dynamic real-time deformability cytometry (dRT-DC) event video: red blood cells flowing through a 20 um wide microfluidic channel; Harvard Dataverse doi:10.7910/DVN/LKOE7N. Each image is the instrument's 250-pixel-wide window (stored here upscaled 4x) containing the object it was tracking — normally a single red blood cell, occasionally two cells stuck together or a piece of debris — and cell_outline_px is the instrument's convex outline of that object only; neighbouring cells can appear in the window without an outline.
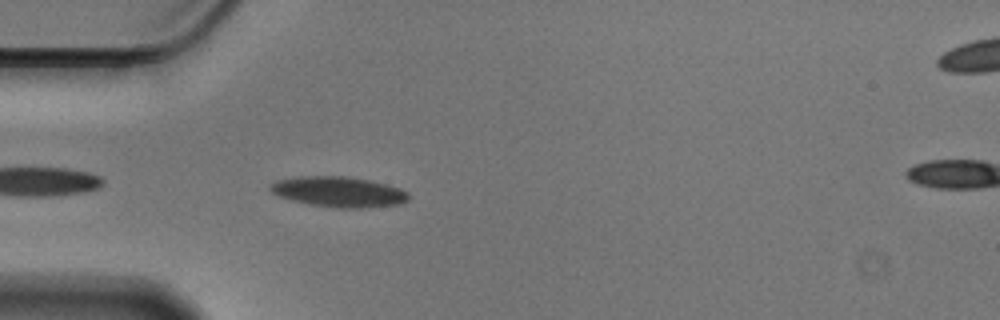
{"species": "Egyptian fruit bat (a non-hibernating species)", "species_latin": "Rousettus aegyptiacus", "temperature_condition": "cold", "stored_images_in_passage": 41, "camera_frame_rate_fps": 3000, "um_per_image_px": 0.085, "animal": {"sex": "male"}, "frame": {"image": 1, "passage_image": 3, "time_ms": 0.667, "image_size_px": [1000, 320], "cell_outline_px": [[408, 200], [400, 204], [360, 208], [336, 208], [308, 204], [276, 196], [268, 188], [268, 184], [276, 180], [296, 176], [344, 176], [368, 180], [400, 188], [408, 192]], "centroid_in_image_um": [28.72, 16.3], "position_along_channel_um": 56.3, "area_um2": 24.62}}
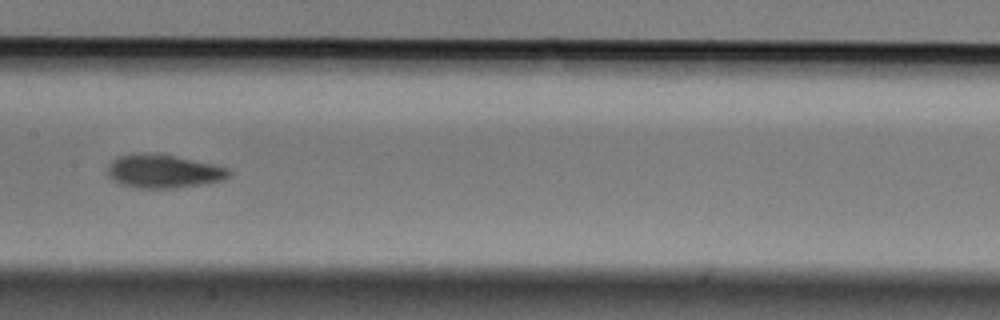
{"frame": {"image": 2, "passage_image": 15, "time_ms": 4.667, "image_size_px": [1000, 320], "cell_outline_px": [[232, 176], [224, 180], [200, 184], [172, 188], [136, 188], [120, 184], [108, 176], [108, 164], [112, 160], [120, 156], [144, 152], [172, 156], [212, 164], [228, 168], [232, 172]], "centroid_in_image_um": [13.89, 14.57], "position_along_channel_um": 193.5, "area_um2": 23.47}}
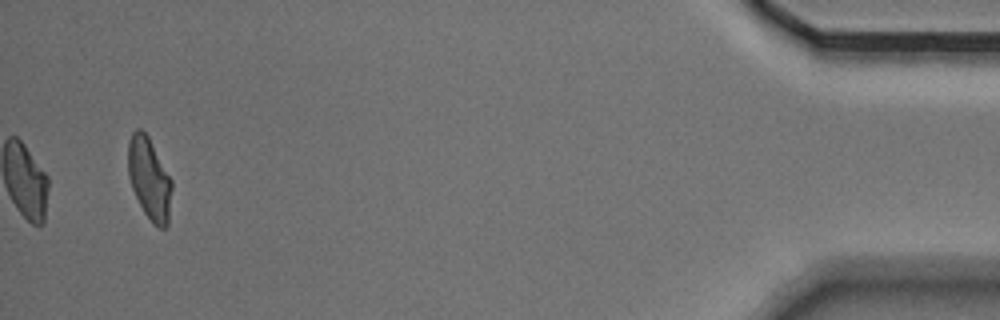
{"frame": {"image": 3, "passage_image": 41, "time_ms": 13.333, "image_size_px": [1000, 320], "cell_outline_px": [[172, 188], [168, 224], [164, 228], [160, 228], [152, 224], [144, 212], [132, 188], [128, 176], [128, 144], [132, 132], [136, 128], [140, 128], [148, 136], [172, 180]], "centroid_in_image_um": [12.69, 15.2], "position_along_channel_um": 422.5, "area_um2": 20.87}, "authors_computed_cell_mechanics": {"area_um2": 22.6576, "velocity_mm_per_s": 3.5508, "shape_relaxation_time_tau1_ms": 4.0946, "shape_relaxation_time_tau2_ms": 2.6765, "deformation_change_tau1": 0.1339, "deformation_change_tau2": 0.0876}}